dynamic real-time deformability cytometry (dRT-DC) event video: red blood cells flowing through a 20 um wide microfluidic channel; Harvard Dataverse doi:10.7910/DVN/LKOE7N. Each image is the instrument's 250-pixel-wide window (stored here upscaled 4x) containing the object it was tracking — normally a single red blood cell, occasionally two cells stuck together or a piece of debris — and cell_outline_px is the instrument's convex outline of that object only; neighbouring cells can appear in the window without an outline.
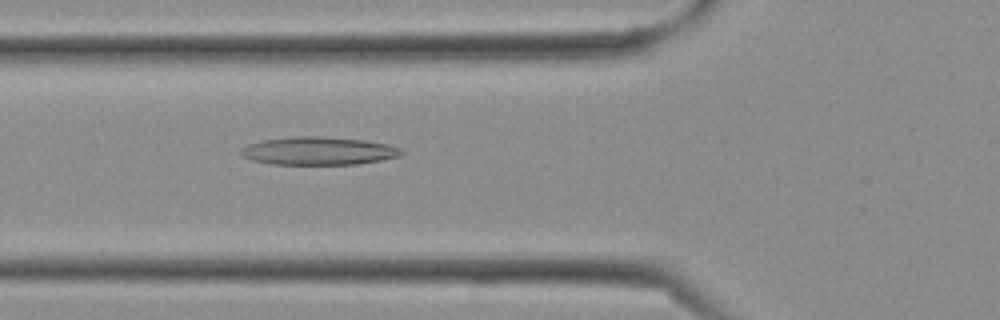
{"species": "Egyptian fruit bat (a non-hibernating species)", "species_latin": "Rousettus aegyptiacus", "temperature_condition": "cold", "stored_images_in_passage": 10, "camera_frame_rate_fps": 3000, "um_per_image_px": 0.085, "frame": {"image": 1, "passage_image": 10, "time_ms": 3.0, "image_size_px": [1000, 320], "cell_outline_px": [[404, 152], [400, 156], [380, 160], [356, 164], [268, 164], [252, 160], [240, 156], [240, 148], [248, 144], [260, 140], [296, 136], [320, 136], [364, 140], [388, 144], [400, 148]], "centroid_in_image_um": [27.02, 12.82], "position_along_channel_um": 98.8, "area_um2": 26.36}}